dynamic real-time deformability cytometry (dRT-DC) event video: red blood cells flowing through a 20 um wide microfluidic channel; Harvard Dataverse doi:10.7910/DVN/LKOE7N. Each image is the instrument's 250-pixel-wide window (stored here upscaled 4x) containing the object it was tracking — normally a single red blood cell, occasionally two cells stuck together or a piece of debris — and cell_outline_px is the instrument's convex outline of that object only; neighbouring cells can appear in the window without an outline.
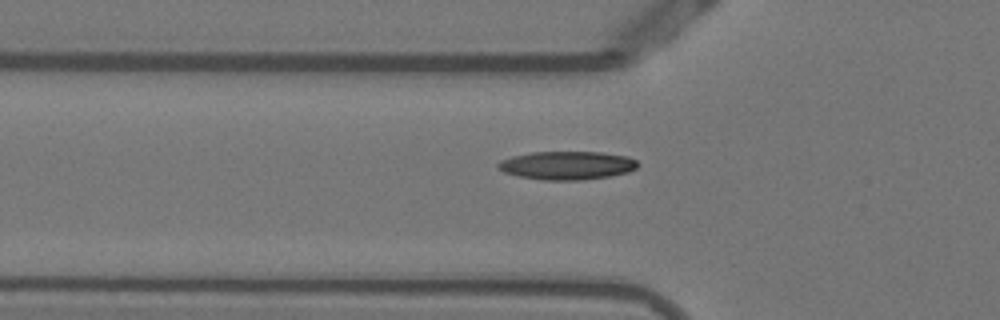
{"species": "Egyptian fruit bat (a non-hibernating species)", "species_latin": "Rousettus aegyptiacus", "temperature_condition": "warm", "stored_images_in_passage": 32, "camera_frame_rate_fps": 3000, "um_per_image_px": 0.085, "animal": {"sex": "female"}, "frame": {"image": 1, "passage_image": 4, "time_ms": 1.0, "image_size_px": [1000, 320], "cell_outline_px": [[640, 164], [636, 168], [628, 172], [608, 176], [580, 180], [544, 180], [520, 176], [504, 172], [496, 168], [496, 164], [500, 160], [512, 156], [532, 152], [600, 152], [628, 156], [636, 160]], "centroid_in_image_um": [48.19, 14.05], "position_along_channel_um": 77.6, "area_um2": 23.12}}
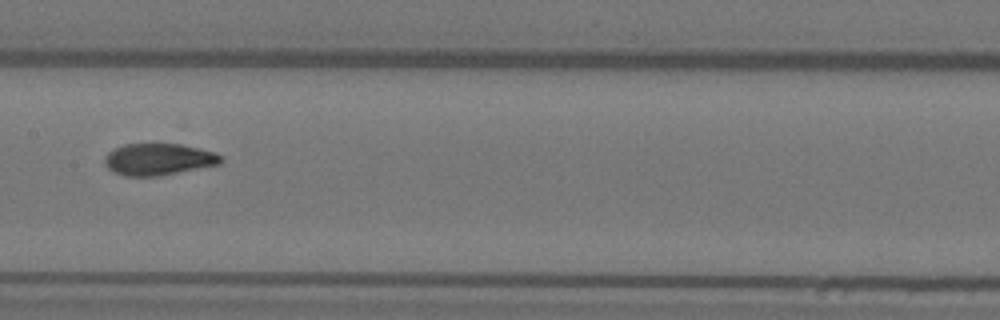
{"frame": {"image": 2, "passage_image": 13, "time_ms": 4.0, "image_size_px": [1000, 320], "cell_outline_px": [[224, 160], [220, 164], [160, 176], [124, 176], [108, 168], [104, 164], [104, 156], [108, 152], [124, 144], [180, 144], [200, 148], [216, 152]], "centroid_in_image_um": [13.48, 13.54], "position_along_channel_um": 193.9, "area_um2": 21.56}}
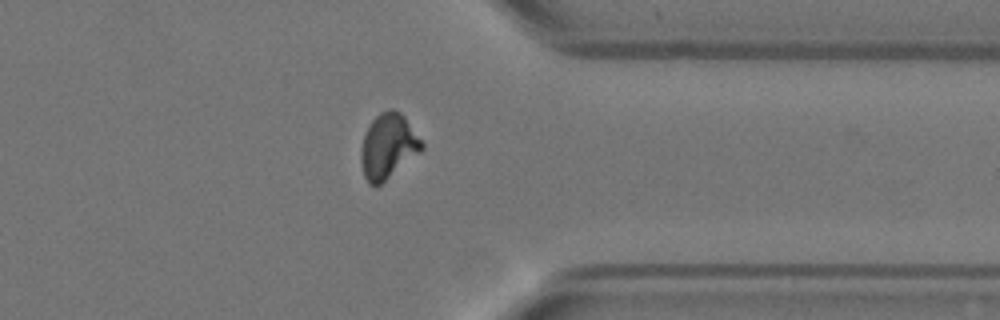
{"frame": {"image": 3, "passage_image": 28, "time_ms": 9.0, "image_size_px": [1000, 320], "cell_outline_px": [[424, 148], [420, 152], [380, 184], [368, 184], [364, 176], [360, 160], [360, 148], [364, 132], [368, 124], [380, 112], [392, 108], [400, 112], [404, 116], [424, 144]], "centroid_in_image_um": [32.96, 12.4], "position_along_channel_um": 378.4, "area_um2": 22.95}, "authors_computed_cell_mechanics": {"area_um2": 22.1952, "velocity_mm_per_s": 3.8342, "shape_relaxation_time_tau1_ms": 6.016, "shape_relaxation_time_tau2_ms": 1.8089, "deformation_change_tau1": 0.2191, "deformation_change_tau2": 0.0602}}